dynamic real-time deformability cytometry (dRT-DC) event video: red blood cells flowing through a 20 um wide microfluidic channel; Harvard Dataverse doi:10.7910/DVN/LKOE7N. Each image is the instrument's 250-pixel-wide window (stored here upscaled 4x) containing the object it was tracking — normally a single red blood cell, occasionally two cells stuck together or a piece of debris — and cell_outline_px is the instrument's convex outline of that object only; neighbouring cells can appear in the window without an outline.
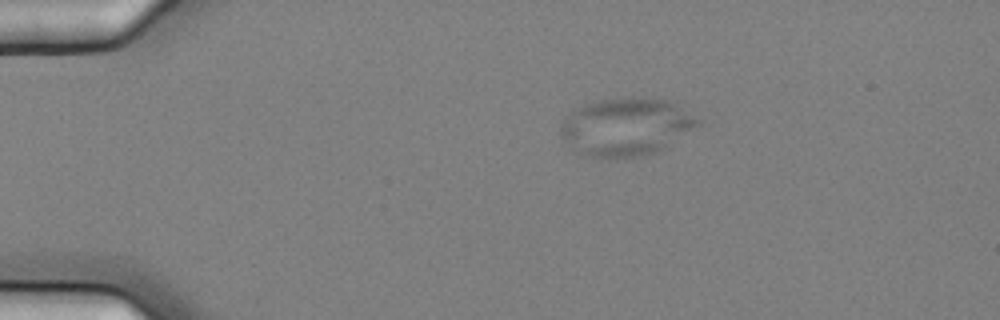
{"species": "common noctule bat (a hibernating species)", "species_latin": "Nyctalus noctula", "temperature_condition": "cold", "stored_images_in_passage": 4, "camera_frame_rate_fps": 3000, "um_per_image_px": 0.085, "animal": {"sex": "female", "body_mass_g": 25.1}, "frame": {"image": 1, "passage_image": 1, "time_ms": 0.0, "image_size_px": [1000, 320], "cell_outline_px": [[704, 124], [656, 152], [632, 156], [592, 156], [576, 152], [560, 136], [560, 128], [564, 120], [576, 108], [592, 100], [628, 96], [664, 100], [704, 120]], "centroid_in_image_um": [53.23, 10.74], "position_along_channel_um": 31.8, "area_um2": 45.84}}
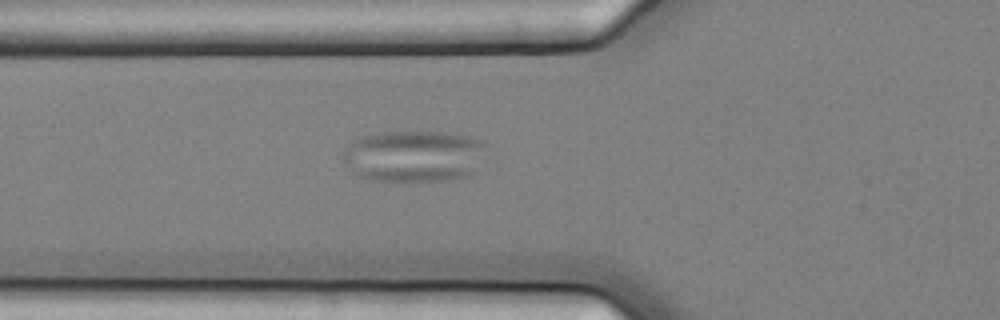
{"frame": {"image": 2, "passage_image": 4, "time_ms": 1.0, "image_size_px": [1000, 320], "cell_outline_px": [[484, 144], [476, 172], [468, 176], [448, 180], [372, 180], [356, 176], [348, 168], [344, 160], [344, 152], [348, 144], [360, 136], [380, 132], [452, 132], [484, 140]], "centroid_in_image_um": [35.16, 13.25], "position_along_channel_um": 90.6, "area_um2": 43.12}}